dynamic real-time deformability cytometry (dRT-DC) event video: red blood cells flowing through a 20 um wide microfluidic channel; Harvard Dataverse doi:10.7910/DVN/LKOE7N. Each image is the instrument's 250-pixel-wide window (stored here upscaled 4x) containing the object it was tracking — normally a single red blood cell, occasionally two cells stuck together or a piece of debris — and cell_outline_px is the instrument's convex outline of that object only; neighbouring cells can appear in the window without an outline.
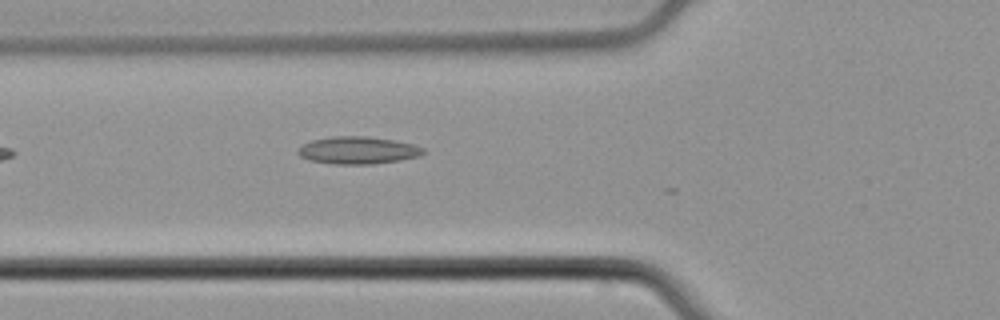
{"species": "common noctule bat (a hibernating species)", "species_latin": "Nyctalus noctula", "temperature_condition": "cold", "stored_images_in_passage": 16, "camera_frame_rate_fps": 3000, "um_per_image_px": 0.085, "animal": {"sex": "male", "body_mass_g": 21.5, "forearm_length_mm": 52.0}, "frame": {"image": 1, "passage_image": 13, "time_ms": 4.0, "image_size_px": [1000, 320], "cell_outline_px": [[424, 152], [416, 156], [396, 160], [372, 164], [332, 164], [308, 160], [300, 156], [296, 152], [300, 144], [312, 140], [332, 136], [368, 136], [392, 140], [412, 144], [424, 148]], "centroid_in_image_um": [30.31, 12.77], "position_along_channel_um": 95.5, "area_um2": 19.88}}